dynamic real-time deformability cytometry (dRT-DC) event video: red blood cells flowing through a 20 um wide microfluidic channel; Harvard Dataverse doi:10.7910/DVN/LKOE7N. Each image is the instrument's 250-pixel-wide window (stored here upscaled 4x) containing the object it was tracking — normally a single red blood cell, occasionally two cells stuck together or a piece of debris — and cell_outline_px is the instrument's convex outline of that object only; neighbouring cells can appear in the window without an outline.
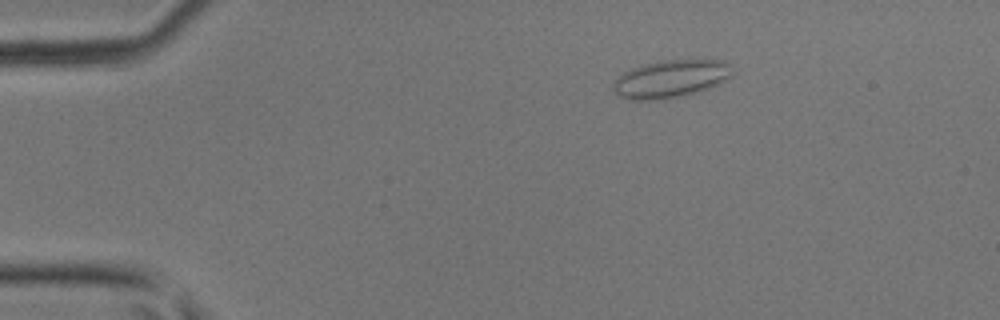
{"species": "common noctule bat (a hibernating species)", "species_latin": "Nyctalus noctula", "temperature_condition": "room temperature", "stored_images_in_passage": 43, "camera_frame_rate_fps": 3000, "um_per_image_px": 0.085, "animal": {"sex": "male", "body_mass_g": 17.9, "forearm_length_mm": 54.2}, "frame": {"image": 1, "passage_image": 4, "time_ms": 1.0, "image_size_px": [1000, 320], "cell_outline_px": [[732, 76], [728, 80], [708, 88], [684, 96], [652, 100], [628, 100], [612, 92], [612, 84], [624, 72], [632, 68], [644, 64], [660, 60], [724, 60], [732, 64]], "centroid_in_image_um": [57.03, 6.7], "position_along_channel_um": 28.0, "area_um2": 26.41}}
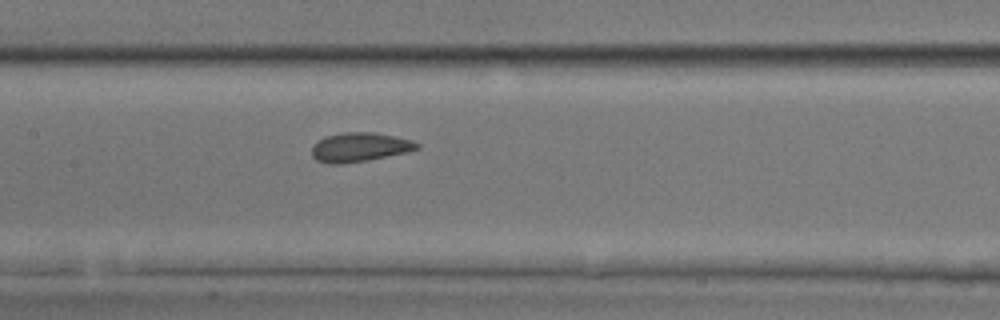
{"frame": {"image": 2, "passage_image": 19, "time_ms": 6.0, "image_size_px": [1000, 320], "cell_outline_px": [[420, 148], [408, 152], [368, 160], [340, 164], [328, 164], [316, 160], [312, 156], [312, 144], [324, 136], [344, 132], [376, 132], [412, 140], [420, 144]], "centroid_in_image_um": [30.56, 12.5], "position_along_channel_um": 176.8, "area_um2": 18.09}}
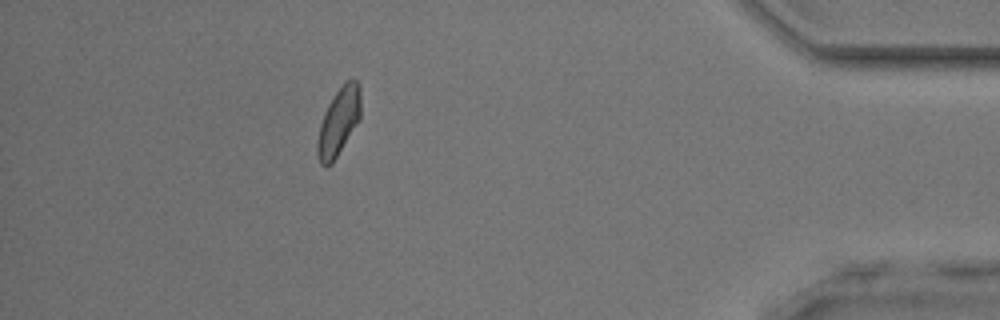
{"frame": {"image": 3, "passage_image": 38, "time_ms": 12.333, "image_size_px": [1000, 320], "cell_outline_px": [[360, 120], [332, 164], [324, 168], [320, 164], [316, 152], [316, 144], [320, 124], [324, 112], [328, 104], [336, 92], [348, 80], [356, 80], [360, 84]], "centroid_in_image_um": [28.77, 10.4], "position_along_channel_um": 406.4, "area_um2": 17.17}}